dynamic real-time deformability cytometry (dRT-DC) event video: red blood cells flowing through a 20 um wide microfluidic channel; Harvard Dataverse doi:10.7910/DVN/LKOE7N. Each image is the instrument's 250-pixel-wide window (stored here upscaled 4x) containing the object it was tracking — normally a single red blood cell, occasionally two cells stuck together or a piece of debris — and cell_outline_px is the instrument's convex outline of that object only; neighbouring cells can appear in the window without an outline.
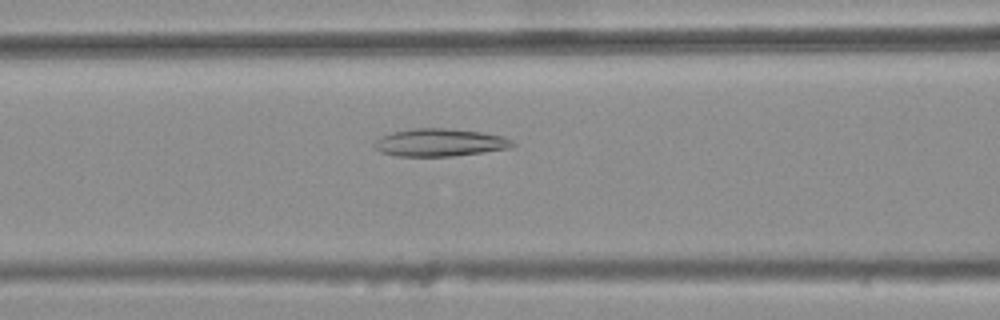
{"species": "common noctule bat (a hibernating species)", "species_latin": "Nyctalus noctula", "temperature_condition": "warm", "stored_images_in_passage": 40, "camera_frame_rate_fps": 3000, "um_per_image_px": 0.085, "animal": {"sex": "female", "body_mass_g": 25.1}, "frame": {"image": 1, "passage_image": 13, "time_ms": 4.0, "image_size_px": [1000, 320], "cell_outline_px": [[516, 144], [512, 148], [484, 152], [452, 156], [396, 156], [380, 152], [372, 148], [372, 144], [380, 136], [392, 132], [412, 128], [448, 128], [480, 132], [504, 136], [512, 140]], "centroid_in_image_um": [37.36, 12.11], "position_along_channel_um": 129.2, "area_um2": 22.6}}
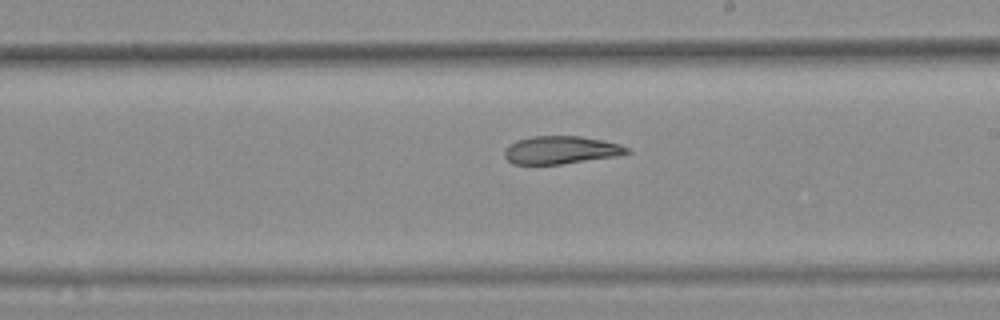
{"frame": {"image": 2, "passage_image": 22, "time_ms": 7.0, "image_size_px": [1000, 320], "cell_outline_px": [[632, 152], [616, 156], [560, 164], [512, 164], [504, 156], [504, 152], [508, 144], [516, 140], [532, 136], [580, 136], [604, 140], [620, 144], [632, 148]], "centroid_in_image_um": [47.69, 12.74], "position_along_channel_um": 241.3, "area_um2": 20.06}}
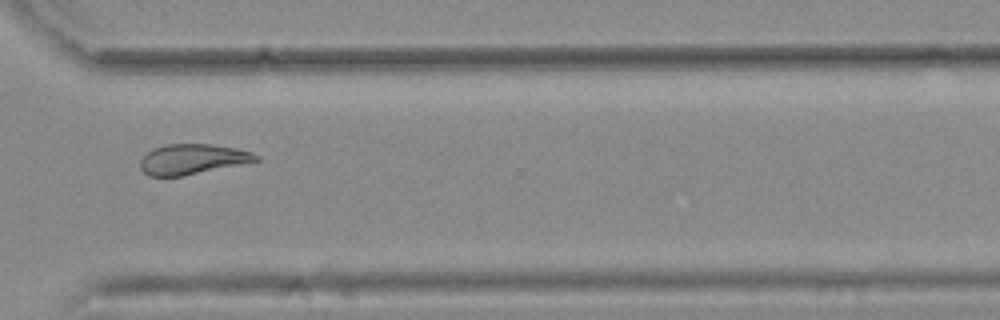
{"frame": {"image": 3, "passage_image": 31, "time_ms": 10.0, "image_size_px": [1000, 320], "cell_outline_px": [[260, 160], [180, 176], [148, 176], [140, 168], [140, 160], [152, 148], [164, 144], [212, 144], [236, 148], [252, 152], [260, 156]], "centroid_in_image_um": [16.33, 13.51], "position_along_channel_um": 354.3, "area_um2": 20.23}, "authors_computed_cell_mechanics": {"area_um2": 21.4727, "velocity_mm_per_s": 3.7457, "shape_relaxation_time_tau1_ms": null, "shape_relaxation_time_tau2_ms": 5.6044, "deformation_change_tau1": null, "deformation_change_tau2": 0.1354}}